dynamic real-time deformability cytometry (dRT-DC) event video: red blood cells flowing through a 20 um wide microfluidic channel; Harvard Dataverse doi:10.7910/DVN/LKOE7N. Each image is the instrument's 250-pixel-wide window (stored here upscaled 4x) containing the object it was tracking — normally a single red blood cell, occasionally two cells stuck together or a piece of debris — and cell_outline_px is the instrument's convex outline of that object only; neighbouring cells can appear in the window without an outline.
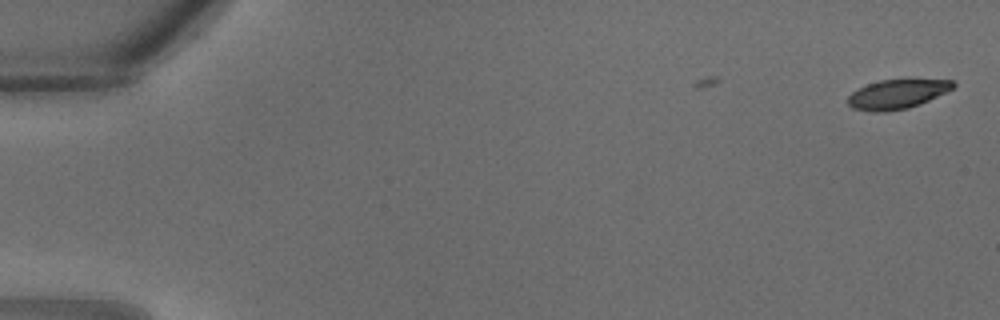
{"species": "common noctule bat (a hibernating species)", "species_latin": "Nyctalus noctula", "temperature_condition": "warm", "stored_images_in_passage": 4, "camera_frame_rate_fps": 3000, "um_per_image_px": 0.085, "animal": {"sex": "male", "body_mass_g": 18.8}, "frame": {"image": 1, "passage_image": 4, "time_ms": 1.0, "image_size_px": [1000, 320], "cell_outline_px": [[956, 84], [952, 88], [920, 104], [908, 108], [884, 112], [872, 112], [852, 108], [848, 104], [848, 96], [856, 88], [880, 80], [952, 80]], "centroid_in_image_um": [76.19, 8.01], "position_along_channel_um": 8.8, "area_um2": 17.74}}